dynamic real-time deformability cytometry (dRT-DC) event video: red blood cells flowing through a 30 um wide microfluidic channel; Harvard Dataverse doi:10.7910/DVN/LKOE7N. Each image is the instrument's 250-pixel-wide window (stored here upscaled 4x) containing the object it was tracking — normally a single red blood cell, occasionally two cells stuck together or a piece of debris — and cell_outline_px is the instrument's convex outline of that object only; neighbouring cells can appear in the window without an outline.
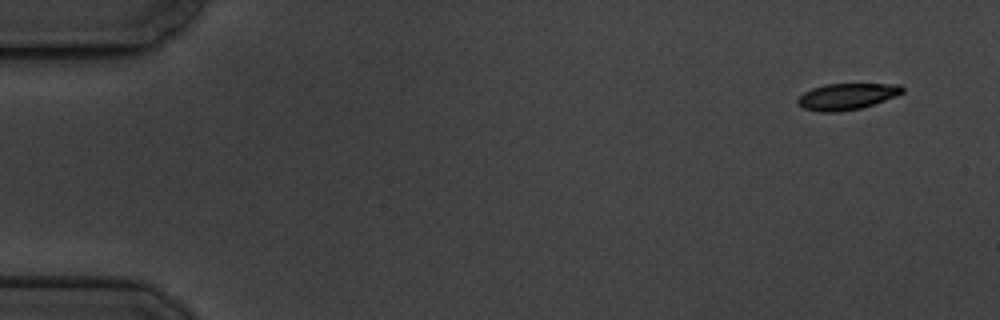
{"species": "common noctule bat (a hibernating species)", "species_latin": "Nyctalus noctula", "temperature_condition": "cold", "stored_images_in_passage": 5, "camera_frame_rate_fps": 3000, "um_per_image_px": 0.085, "animal": {"sex": "male", "body_mass_g": 19.5, "forearm_length_mm": 54.6}, "frame": {"image": 1, "passage_image": 1, "time_ms": 0.0, "image_size_px": [1000, 320], "cell_outline_px": [[904, 92], [896, 96], [860, 108], [836, 112], [820, 112], [804, 108], [796, 104], [796, 100], [804, 92], [812, 88], [824, 84], [900, 84], [904, 88]], "centroid_in_image_um": [71.95, 8.19], "position_along_channel_um": 13.0, "area_um2": 16.01}}
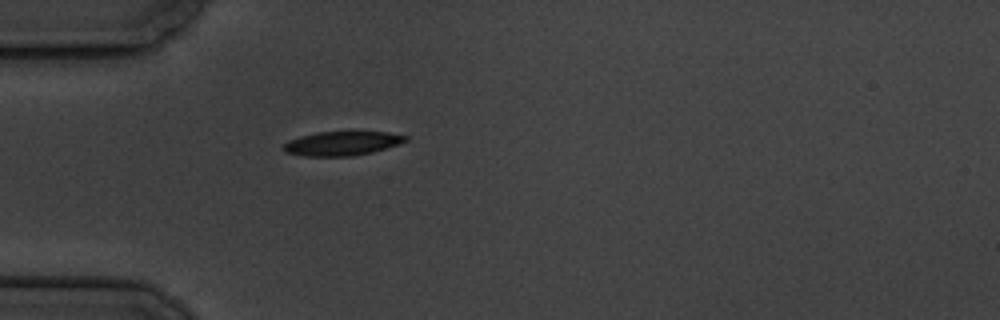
{"frame": {"image": 2, "passage_image": 5, "time_ms": 4.667, "image_size_px": [1000, 320], "cell_outline_px": [[408, 140], [400, 144], [372, 152], [352, 156], [304, 156], [284, 152], [284, 144], [288, 140], [300, 136], [316, 132], [388, 132], [408, 136]], "centroid_in_image_um": [29.08, 12.19], "position_along_channel_um": 55.9, "area_um2": 17.17}}